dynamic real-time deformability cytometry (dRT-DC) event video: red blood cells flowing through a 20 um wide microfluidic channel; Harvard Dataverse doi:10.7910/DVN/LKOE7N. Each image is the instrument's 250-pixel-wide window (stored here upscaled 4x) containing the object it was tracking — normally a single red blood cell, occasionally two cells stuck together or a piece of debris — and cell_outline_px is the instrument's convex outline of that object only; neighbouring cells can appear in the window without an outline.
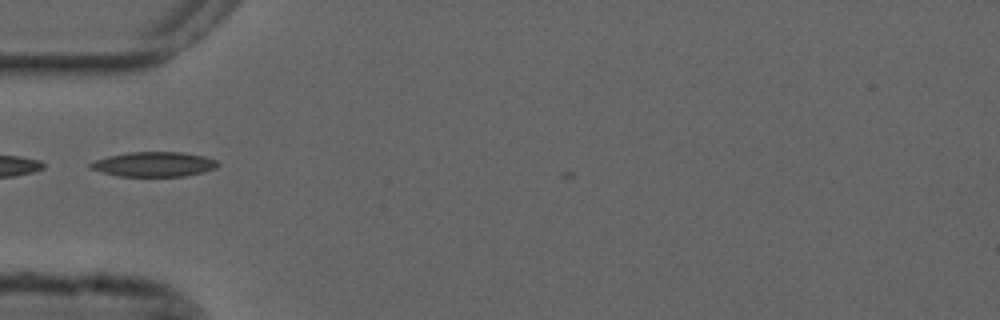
{"species": "common noctule bat (a hibernating species)", "species_latin": "Nyctalus noctula", "temperature_condition": "cold", "stored_images_in_passage": 31, "camera_frame_rate_fps": 3000, "um_per_image_px": 0.085, "animal": {"sex": "male", "forearm_length_mm": 52.5}, "frame": {"image": 1, "passage_image": 1, "time_ms": 0.0, "image_size_px": [1000, 320], "cell_outline_px": [[220, 164], [216, 168], [204, 172], [184, 176], [120, 176], [100, 172], [88, 168], [88, 164], [96, 160], [108, 156], [128, 152], [184, 152], [204, 156], [216, 160]], "centroid_in_image_um": [13.09, 13.96], "position_along_channel_um": 71.9, "area_um2": 18.5}}